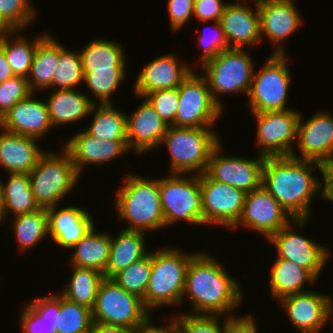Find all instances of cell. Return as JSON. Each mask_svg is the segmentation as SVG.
Here are the masks:
<instances>
[{
  "mask_svg": "<svg viewBox=\"0 0 333 333\" xmlns=\"http://www.w3.org/2000/svg\"><path fill=\"white\" fill-rule=\"evenodd\" d=\"M216 259L200 251L189 262L182 301L189 298L190 314L228 316L242 303L240 283Z\"/></svg>",
  "mask_w": 333,
  "mask_h": 333,
  "instance_id": "6da1fadb",
  "label": "cell"
},
{
  "mask_svg": "<svg viewBox=\"0 0 333 333\" xmlns=\"http://www.w3.org/2000/svg\"><path fill=\"white\" fill-rule=\"evenodd\" d=\"M322 164L289 157H265L262 186L279 202L293 219H310L312 199L320 191L316 168Z\"/></svg>",
  "mask_w": 333,
  "mask_h": 333,
  "instance_id": "7a4b0ae2",
  "label": "cell"
},
{
  "mask_svg": "<svg viewBox=\"0 0 333 333\" xmlns=\"http://www.w3.org/2000/svg\"><path fill=\"white\" fill-rule=\"evenodd\" d=\"M116 193L117 217L129 223L123 229L145 233L165 227L159 178L144 179L129 173Z\"/></svg>",
  "mask_w": 333,
  "mask_h": 333,
  "instance_id": "3957f363",
  "label": "cell"
},
{
  "mask_svg": "<svg viewBox=\"0 0 333 333\" xmlns=\"http://www.w3.org/2000/svg\"><path fill=\"white\" fill-rule=\"evenodd\" d=\"M195 254L172 247L152 252L150 278L142 299L150 312L154 308L182 304L187 268Z\"/></svg>",
  "mask_w": 333,
  "mask_h": 333,
  "instance_id": "277c9868",
  "label": "cell"
},
{
  "mask_svg": "<svg viewBox=\"0 0 333 333\" xmlns=\"http://www.w3.org/2000/svg\"><path fill=\"white\" fill-rule=\"evenodd\" d=\"M212 129L169 126L160 143L169 151L168 172L204 174L212 151L222 143Z\"/></svg>",
  "mask_w": 333,
  "mask_h": 333,
  "instance_id": "5b68a950",
  "label": "cell"
},
{
  "mask_svg": "<svg viewBox=\"0 0 333 333\" xmlns=\"http://www.w3.org/2000/svg\"><path fill=\"white\" fill-rule=\"evenodd\" d=\"M79 177L70 154L64 148L58 154L46 150L29 173L35 202L42 208L57 206L75 188Z\"/></svg>",
  "mask_w": 333,
  "mask_h": 333,
  "instance_id": "8992f818",
  "label": "cell"
},
{
  "mask_svg": "<svg viewBox=\"0 0 333 333\" xmlns=\"http://www.w3.org/2000/svg\"><path fill=\"white\" fill-rule=\"evenodd\" d=\"M252 55L244 49H227L200 65L214 101L222 108V94L249 93L254 74ZM220 94V95H219Z\"/></svg>",
  "mask_w": 333,
  "mask_h": 333,
  "instance_id": "52a82bcc",
  "label": "cell"
},
{
  "mask_svg": "<svg viewBox=\"0 0 333 333\" xmlns=\"http://www.w3.org/2000/svg\"><path fill=\"white\" fill-rule=\"evenodd\" d=\"M152 316L143 300L127 292L112 278H104L98 288L92 318L94 323L137 330Z\"/></svg>",
  "mask_w": 333,
  "mask_h": 333,
  "instance_id": "ba28073f",
  "label": "cell"
},
{
  "mask_svg": "<svg viewBox=\"0 0 333 333\" xmlns=\"http://www.w3.org/2000/svg\"><path fill=\"white\" fill-rule=\"evenodd\" d=\"M190 174L189 177L171 173L165 178H159L165 227L175 225L180 220L190 225H202L200 175Z\"/></svg>",
  "mask_w": 333,
  "mask_h": 333,
  "instance_id": "9c48e42d",
  "label": "cell"
},
{
  "mask_svg": "<svg viewBox=\"0 0 333 333\" xmlns=\"http://www.w3.org/2000/svg\"><path fill=\"white\" fill-rule=\"evenodd\" d=\"M287 61V55H270L260 71L254 72L247 95L251 113L291 109L286 107L292 78Z\"/></svg>",
  "mask_w": 333,
  "mask_h": 333,
  "instance_id": "30bf717a",
  "label": "cell"
},
{
  "mask_svg": "<svg viewBox=\"0 0 333 333\" xmlns=\"http://www.w3.org/2000/svg\"><path fill=\"white\" fill-rule=\"evenodd\" d=\"M178 93L176 127L212 128L217 123L223 110L214 101L202 74L192 70L178 87Z\"/></svg>",
  "mask_w": 333,
  "mask_h": 333,
  "instance_id": "8fae6325",
  "label": "cell"
},
{
  "mask_svg": "<svg viewBox=\"0 0 333 333\" xmlns=\"http://www.w3.org/2000/svg\"><path fill=\"white\" fill-rule=\"evenodd\" d=\"M257 122L256 140L259 155L264 157H289L297 139L299 111L294 109L252 113Z\"/></svg>",
  "mask_w": 333,
  "mask_h": 333,
  "instance_id": "7c38bea8",
  "label": "cell"
},
{
  "mask_svg": "<svg viewBox=\"0 0 333 333\" xmlns=\"http://www.w3.org/2000/svg\"><path fill=\"white\" fill-rule=\"evenodd\" d=\"M307 221L309 219H294L287 226L274 233L267 241L275 245L278 258L294 262L307 269L318 280L330 257V250L323 244L303 237L298 232H293V225L298 227L297 229H303Z\"/></svg>",
  "mask_w": 333,
  "mask_h": 333,
  "instance_id": "4fadbf2b",
  "label": "cell"
},
{
  "mask_svg": "<svg viewBox=\"0 0 333 333\" xmlns=\"http://www.w3.org/2000/svg\"><path fill=\"white\" fill-rule=\"evenodd\" d=\"M202 224L232 228L239 220L246 193L236 187L200 175Z\"/></svg>",
  "mask_w": 333,
  "mask_h": 333,
  "instance_id": "5bb4252c",
  "label": "cell"
},
{
  "mask_svg": "<svg viewBox=\"0 0 333 333\" xmlns=\"http://www.w3.org/2000/svg\"><path fill=\"white\" fill-rule=\"evenodd\" d=\"M219 144L210 156L205 174L212 180L228 184L249 193L262 185L264 156L242 158V156L222 155Z\"/></svg>",
  "mask_w": 333,
  "mask_h": 333,
  "instance_id": "9a60e30c",
  "label": "cell"
},
{
  "mask_svg": "<svg viewBox=\"0 0 333 333\" xmlns=\"http://www.w3.org/2000/svg\"><path fill=\"white\" fill-rule=\"evenodd\" d=\"M293 220L279 202L261 185L246 193L242 214L232 228L243 225L263 234V237L268 240Z\"/></svg>",
  "mask_w": 333,
  "mask_h": 333,
  "instance_id": "2e32d148",
  "label": "cell"
},
{
  "mask_svg": "<svg viewBox=\"0 0 333 333\" xmlns=\"http://www.w3.org/2000/svg\"><path fill=\"white\" fill-rule=\"evenodd\" d=\"M301 116L297 127L296 146L302 156L298 157L296 152H292L291 157L315 161L322 165L333 163V115L327 111H319L307 121Z\"/></svg>",
  "mask_w": 333,
  "mask_h": 333,
  "instance_id": "e0dca14e",
  "label": "cell"
},
{
  "mask_svg": "<svg viewBox=\"0 0 333 333\" xmlns=\"http://www.w3.org/2000/svg\"><path fill=\"white\" fill-rule=\"evenodd\" d=\"M327 294L306 291L279 299L288 320L299 333H321L330 320V298Z\"/></svg>",
  "mask_w": 333,
  "mask_h": 333,
  "instance_id": "ac0fdd59",
  "label": "cell"
},
{
  "mask_svg": "<svg viewBox=\"0 0 333 333\" xmlns=\"http://www.w3.org/2000/svg\"><path fill=\"white\" fill-rule=\"evenodd\" d=\"M261 39L277 45L272 55H287L284 41L302 25V16L293 0H257ZM263 36V37H262Z\"/></svg>",
  "mask_w": 333,
  "mask_h": 333,
  "instance_id": "d6986e66",
  "label": "cell"
},
{
  "mask_svg": "<svg viewBox=\"0 0 333 333\" xmlns=\"http://www.w3.org/2000/svg\"><path fill=\"white\" fill-rule=\"evenodd\" d=\"M236 1L238 2L226 4L219 23L229 49H244L246 45L253 47L262 41L257 0H251L256 10L251 8L246 0Z\"/></svg>",
  "mask_w": 333,
  "mask_h": 333,
  "instance_id": "ffe728a7",
  "label": "cell"
},
{
  "mask_svg": "<svg viewBox=\"0 0 333 333\" xmlns=\"http://www.w3.org/2000/svg\"><path fill=\"white\" fill-rule=\"evenodd\" d=\"M194 68L180 63L178 56L165 54L147 63L137 75L134 94L139 98L157 90L178 88Z\"/></svg>",
  "mask_w": 333,
  "mask_h": 333,
  "instance_id": "44dd1931",
  "label": "cell"
},
{
  "mask_svg": "<svg viewBox=\"0 0 333 333\" xmlns=\"http://www.w3.org/2000/svg\"><path fill=\"white\" fill-rule=\"evenodd\" d=\"M63 148L70 154L79 174L89 164H105L130 151L127 140H101L84 130L69 138Z\"/></svg>",
  "mask_w": 333,
  "mask_h": 333,
  "instance_id": "7402d4cb",
  "label": "cell"
},
{
  "mask_svg": "<svg viewBox=\"0 0 333 333\" xmlns=\"http://www.w3.org/2000/svg\"><path fill=\"white\" fill-rule=\"evenodd\" d=\"M128 148L141 155L160 146L168 124L144 98L137 109L126 115Z\"/></svg>",
  "mask_w": 333,
  "mask_h": 333,
  "instance_id": "603a6c76",
  "label": "cell"
},
{
  "mask_svg": "<svg viewBox=\"0 0 333 333\" xmlns=\"http://www.w3.org/2000/svg\"><path fill=\"white\" fill-rule=\"evenodd\" d=\"M31 93L19 101L0 119V128L10 133L42 139L51 130L46 102L35 99Z\"/></svg>",
  "mask_w": 333,
  "mask_h": 333,
  "instance_id": "cb8c5ba5",
  "label": "cell"
},
{
  "mask_svg": "<svg viewBox=\"0 0 333 333\" xmlns=\"http://www.w3.org/2000/svg\"><path fill=\"white\" fill-rule=\"evenodd\" d=\"M47 208L49 234L61 248L70 249L95 225L90 213L79 206Z\"/></svg>",
  "mask_w": 333,
  "mask_h": 333,
  "instance_id": "d4e9b609",
  "label": "cell"
},
{
  "mask_svg": "<svg viewBox=\"0 0 333 333\" xmlns=\"http://www.w3.org/2000/svg\"><path fill=\"white\" fill-rule=\"evenodd\" d=\"M39 139L0 131V167L8 174L30 173L46 152L38 144Z\"/></svg>",
  "mask_w": 333,
  "mask_h": 333,
  "instance_id": "484cf974",
  "label": "cell"
},
{
  "mask_svg": "<svg viewBox=\"0 0 333 333\" xmlns=\"http://www.w3.org/2000/svg\"><path fill=\"white\" fill-rule=\"evenodd\" d=\"M46 101L52 127L66 125L85 118L97 101L76 89H52Z\"/></svg>",
  "mask_w": 333,
  "mask_h": 333,
  "instance_id": "4316f807",
  "label": "cell"
},
{
  "mask_svg": "<svg viewBox=\"0 0 333 333\" xmlns=\"http://www.w3.org/2000/svg\"><path fill=\"white\" fill-rule=\"evenodd\" d=\"M60 294L32 299L23 307L19 322L23 333H57Z\"/></svg>",
  "mask_w": 333,
  "mask_h": 333,
  "instance_id": "83f0119b",
  "label": "cell"
},
{
  "mask_svg": "<svg viewBox=\"0 0 333 333\" xmlns=\"http://www.w3.org/2000/svg\"><path fill=\"white\" fill-rule=\"evenodd\" d=\"M145 233L121 229L117 237L111 236L110 257L103 273L104 278H112L122 269L145 257Z\"/></svg>",
  "mask_w": 333,
  "mask_h": 333,
  "instance_id": "f1b7e54d",
  "label": "cell"
},
{
  "mask_svg": "<svg viewBox=\"0 0 333 333\" xmlns=\"http://www.w3.org/2000/svg\"><path fill=\"white\" fill-rule=\"evenodd\" d=\"M105 231H95V225L71 248V266L92 268L105 272L110 252L111 236Z\"/></svg>",
  "mask_w": 333,
  "mask_h": 333,
  "instance_id": "f546056e",
  "label": "cell"
},
{
  "mask_svg": "<svg viewBox=\"0 0 333 333\" xmlns=\"http://www.w3.org/2000/svg\"><path fill=\"white\" fill-rule=\"evenodd\" d=\"M8 177L7 182H1L0 222H5L11 213L17 216L40 208L35 202L28 173L9 174Z\"/></svg>",
  "mask_w": 333,
  "mask_h": 333,
  "instance_id": "4dcf8cb0",
  "label": "cell"
},
{
  "mask_svg": "<svg viewBox=\"0 0 333 333\" xmlns=\"http://www.w3.org/2000/svg\"><path fill=\"white\" fill-rule=\"evenodd\" d=\"M83 71H126L121 44L105 38L93 39L80 51Z\"/></svg>",
  "mask_w": 333,
  "mask_h": 333,
  "instance_id": "1f68e13d",
  "label": "cell"
},
{
  "mask_svg": "<svg viewBox=\"0 0 333 333\" xmlns=\"http://www.w3.org/2000/svg\"><path fill=\"white\" fill-rule=\"evenodd\" d=\"M275 259L270 268V293L274 299L306 292L302 290L304 284H315L317 279L307 269L282 258Z\"/></svg>",
  "mask_w": 333,
  "mask_h": 333,
  "instance_id": "d6a6232c",
  "label": "cell"
},
{
  "mask_svg": "<svg viewBox=\"0 0 333 333\" xmlns=\"http://www.w3.org/2000/svg\"><path fill=\"white\" fill-rule=\"evenodd\" d=\"M59 42L47 34L37 45L33 62L28 75L30 91L51 90L52 77L58 66Z\"/></svg>",
  "mask_w": 333,
  "mask_h": 333,
  "instance_id": "836d02e7",
  "label": "cell"
},
{
  "mask_svg": "<svg viewBox=\"0 0 333 333\" xmlns=\"http://www.w3.org/2000/svg\"><path fill=\"white\" fill-rule=\"evenodd\" d=\"M18 32L19 30H0V48L4 51L14 75L28 78L37 45L48 33L28 41V38L20 37L21 33Z\"/></svg>",
  "mask_w": 333,
  "mask_h": 333,
  "instance_id": "e575fe53",
  "label": "cell"
},
{
  "mask_svg": "<svg viewBox=\"0 0 333 333\" xmlns=\"http://www.w3.org/2000/svg\"><path fill=\"white\" fill-rule=\"evenodd\" d=\"M95 111V112H94ZM90 126L84 130L90 136L101 140H127L126 113L112 104H94Z\"/></svg>",
  "mask_w": 333,
  "mask_h": 333,
  "instance_id": "d590c367",
  "label": "cell"
},
{
  "mask_svg": "<svg viewBox=\"0 0 333 333\" xmlns=\"http://www.w3.org/2000/svg\"><path fill=\"white\" fill-rule=\"evenodd\" d=\"M73 273L69 284L61 295L75 303L93 309L96 301L99 285L104 279L102 272L92 268L72 266Z\"/></svg>",
  "mask_w": 333,
  "mask_h": 333,
  "instance_id": "8d00e7d4",
  "label": "cell"
},
{
  "mask_svg": "<svg viewBox=\"0 0 333 333\" xmlns=\"http://www.w3.org/2000/svg\"><path fill=\"white\" fill-rule=\"evenodd\" d=\"M12 230L17 240L20 251L32 249L40 241L49 235L47 208L40 207L38 210L17 215L12 223Z\"/></svg>",
  "mask_w": 333,
  "mask_h": 333,
  "instance_id": "74e56055",
  "label": "cell"
},
{
  "mask_svg": "<svg viewBox=\"0 0 333 333\" xmlns=\"http://www.w3.org/2000/svg\"><path fill=\"white\" fill-rule=\"evenodd\" d=\"M81 82H84V73L80 52L71 51L59 43L58 66L52 77L51 89H76Z\"/></svg>",
  "mask_w": 333,
  "mask_h": 333,
  "instance_id": "f35d334b",
  "label": "cell"
},
{
  "mask_svg": "<svg viewBox=\"0 0 333 333\" xmlns=\"http://www.w3.org/2000/svg\"><path fill=\"white\" fill-rule=\"evenodd\" d=\"M93 323L91 309L72 302L60 294L57 333H90Z\"/></svg>",
  "mask_w": 333,
  "mask_h": 333,
  "instance_id": "ab89813d",
  "label": "cell"
},
{
  "mask_svg": "<svg viewBox=\"0 0 333 333\" xmlns=\"http://www.w3.org/2000/svg\"><path fill=\"white\" fill-rule=\"evenodd\" d=\"M152 268V251L116 273L112 279L127 292L144 298Z\"/></svg>",
  "mask_w": 333,
  "mask_h": 333,
  "instance_id": "60d3db41",
  "label": "cell"
},
{
  "mask_svg": "<svg viewBox=\"0 0 333 333\" xmlns=\"http://www.w3.org/2000/svg\"><path fill=\"white\" fill-rule=\"evenodd\" d=\"M84 83L100 104H112V94L127 75L125 71H83Z\"/></svg>",
  "mask_w": 333,
  "mask_h": 333,
  "instance_id": "b9f144b4",
  "label": "cell"
},
{
  "mask_svg": "<svg viewBox=\"0 0 333 333\" xmlns=\"http://www.w3.org/2000/svg\"><path fill=\"white\" fill-rule=\"evenodd\" d=\"M33 7L30 0H0V30L23 31L35 19Z\"/></svg>",
  "mask_w": 333,
  "mask_h": 333,
  "instance_id": "7bdbcfd3",
  "label": "cell"
},
{
  "mask_svg": "<svg viewBox=\"0 0 333 333\" xmlns=\"http://www.w3.org/2000/svg\"><path fill=\"white\" fill-rule=\"evenodd\" d=\"M173 317L178 323L180 333H224L225 323L237 316L230 313L224 318L223 325H220V315H194L186 312Z\"/></svg>",
  "mask_w": 333,
  "mask_h": 333,
  "instance_id": "ee69618b",
  "label": "cell"
},
{
  "mask_svg": "<svg viewBox=\"0 0 333 333\" xmlns=\"http://www.w3.org/2000/svg\"><path fill=\"white\" fill-rule=\"evenodd\" d=\"M143 98L155 109L166 124L175 126L179 106L178 88L157 90L147 93Z\"/></svg>",
  "mask_w": 333,
  "mask_h": 333,
  "instance_id": "f6af8a7d",
  "label": "cell"
},
{
  "mask_svg": "<svg viewBox=\"0 0 333 333\" xmlns=\"http://www.w3.org/2000/svg\"><path fill=\"white\" fill-rule=\"evenodd\" d=\"M31 93L28 80L25 77L14 76L0 83V119L19 101L26 99Z\"/></svg>",
  "mask_w": 333,
  "mask_h": 333,
  "instance_id": "bcb514c9",
  "label": "cell"
},
{
  "mask_svg": "<svg viewBox=\"0 0 333 333\" xmlns=\"http://www.w3.org/2000/svg\"><path fill=\"white\" fill-rule=\"evenodd\" d=\"M214 24V31L212 36H205L204 32L199 35V43H201L202 47V54L200 55V65L205 63L207 60L215 58L221 51L229 49L227 40L224 35V31L221 28V25L218 22H213ZM206 29V28H205Z\"/></svg>",
  "mask_w": 333,
  "mask_h": 333,
  "instance_id": "7dc6e473",
  "label": "cell"
},
{
  "mask_svg": "<svg viewBox=\"0 0 333 333\" xmlns=\"http://www.w3.org/2000/svg\"><path fill=\"white\" fill-rule=\"evenodd\" d=\"M195 0H168L170 29L173 33L180 30L192 18Z\"/></svg>",
  "mask_w": 333,
  "mask_h": 333,
  "instance_id": "c3c4849f",
  "label": "cell"
},
{
  "mask_svg": "<svg viewBox=\"0 0 333 333\" xmlns=\"http://www.w3.org/2000/svg\"><path fill=\"white\" fill-rule=\"evenodd\" d=\"M226 4L221 0H195L193 15L201 22L210 20L218 22L223 15Z\"/></svg>",
  "mask_w": 333,
  "mask_h": 333,
  "instance_id": "681fc988",
  "label": "cell"
},
{
  "mask_svg": "<svg viewBox=\"0 0 333 333\" xmlns=\"http://www.w3.org/2000/svg\"><path fill=\"white\" fill-rule=\"evenodd\" d=\"M253 315L230 318L225 323L224 333H258Z\"/></svg>",
  "mask_w": 333,
  "mask_h": 333,
  "instance_id": "f907efd6",
  "label": "cell"
},
{
  "mask_svg": "<svg viewBox=\"0 0 333 333\" xmlns=\"http://www.w3.org/2000/svg\"><path fill=\"white\" fill-rule=\"evenodd\" d=\"M320 173L323 181L321 177L319 198L333 202V163L324 164Z\"/></svg>",
  "mask_w": 333,
  "mask_h": 333,
  "instance_id": "816d5d0a",
  "label": "cell"
},
{
  "mask_svg": "<svg viewBox=\"0 0 333 333\" xmlns=\"http://www.w3.org/2000/svg\"><path fill=\"white\" fill-rule=\"evenodd\" d=\"M168 324L166 327L159 326L152 322V318H150L145 324L141 325L137 330L136 333H180V329L178 326L177 321L172 316L169 317Z\"/></svg>",
  "mask_w": 333,
  "mask_h": 333,
  "instance_id": "f5cc1de1",
  "label": "cell"
},
{
  "mask_svg": "<svg viewBox=\"0 0 333 333\" xmlns=\"http://www.w3.org/2000/svg\"><path fill=\"white\" fill-rule=\"evenodd\" d=\"M90 333H136V330H132L122 326L93 323Z\"/></svg>",
  "mask_w": 333,
  "mask_h": 333,
  "instance_id": "db71d44e",
  "label": "cell"
},
{
  "mask_svg": "<svg viewBox=\"0 0 333 333\" xmlns=\"http://www.w3.org/2000/svg\"><path fill=\"white\" fill-rule=\"evenodd\" d=\"M15 75L12 72L4 51L0 48V83L13 78Z\"/></svg>",
  "mask_w": 333,
  "mask_h": 333,
  "instance_id": "11a10c76",
  "label": "cell"
},
{
  "mask_svg": "<svg viewBox=\"0 0 333 333\" xmlns=\"http://www.w3.org/2000/svg\"><path fill=\"white\" fill-rule=\"evenodd\" d=\"M332 314H333V298H330V317L333 320Z\"/></svg>",
  "mask_w": 333,
  "mask_h": 333,
  "instance_id": "9f6ffc18",
  "label": "cell"
},
{
  "mask_svg": "<svg viewBox=\"0 0 333 333\" xmlns=\"http://www.w3.org/2000/svg\"><path fill=\"white\" fill-rule=\"evenodd\" d=\"M1 180H0V210H1V202H2V190H1Z\"/></svg>",
  "mask_w": 333,
  "mask_h": 333,
  "instance_id": "6f0895ef",
  "label": "cell"
}]
</instances>
